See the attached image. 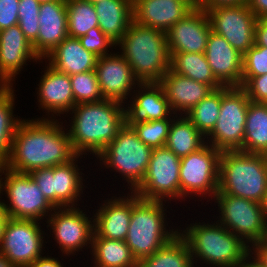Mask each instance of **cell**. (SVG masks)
Segmentation results:
<instances>
[{
  "label": "cell",
  "mask_w": 267,
  "mask_h": 267,
  "mask_svg": "<svg viewBox=\"0 0 267 267\" xmlns=\"http://www.w3.org/2000/svg\"><path fill=\"white\" fill-rule=\"evenodd\" d=\"M65 128L58 119L23 118L15 130L5 167L29 174L70 162L77 154Z\"/></svg>",
  "instance_id": "1"
},
{
  "label": "cell",
  "mask_w": 267,
  "mask_h": 267,
  "mask_svg": "<svg viewBox=\"0 0 267 267\" xmlns=\"http://www.w3.org/2000/svg\"><path fill=\"white\" fill-rule=\"evenodd\" d=\"M68 114H73L71 123H63L73 150L81 156L97 157L125 125L124 104L114 100L79 103Z\"/></svg>",
  "instance_id": "2"
},
{
  "label": "cell",
  "mask_w": 267,
  "mask_h": 267,
  "mask_svg": "<svg viewBox=\"0 0 267 267\" xmlns=\"http://www.w3.org/2000/svg\"><path fill=\"white\" fill-rule=\"evenodd\" d=\"M140 83H159L170 69L166 33L132 21L116 44Z\"/></svg>",
  "instance_id": "3"
},
{
  "label": "cell",
  "mask_w": 267,
  "mask_h": 267,
  "mask_svg": "<svg viewBox=\"0 0 267 267\" xmlns=\"http://www.w3.org/2000/svg\"><path fill=\"white\" fill-rule=\"evenodd\" d=\"M209 222L196 220L185 224L186 229H179V235L188 244L194 267L202 264L236 267L250 253V247L215 219Z\"/></svg>",
  "instance_id": "4"
},
{
  "label": "cell",
  "mask_w": 267,
  "mask_h": 267,
  "mask_svg": "<svg viewBox=\"0 0 267 267\" xmlns=\"http://www.w3.org/2000/svg\"><path fill=\"white\" fill-rule=\"evenodd\" d=\"M267 191V155L241 151L221 152L216 194L242 197L260 203Z\"/></svg>",
  "instance_id": "5"
},
{
  "label": "cell",
  "mask_w": 267,
  "mask_h": 267,
  "mask_svg": "<svg viewBox=\"0 0 267 267\" xmlns=\"http://www.w3.org/2000/svg\"><path fill=\"white\" fill-rule=\"evenodd\" d=\"M165 204L141 198L133 206L125 242L137 261L153 255L179 234V228L171 226V230L168 225Z\"/></svg>",
  "instance_id": "6"
},
{
  "label": "cell",
  "mask_w": 267,
  "mask_h": 267,
  "mask_svg": "<svg viewBox=\"0 0 267 267\" xmlns=\"http://www.w3.org/2000/svg\"><path fill=\"white\" fill-rule=\"evenodd\" d=\"M152 150L125 124L96 158L102 168L118 172L127 182L129 192H133L145 177Z\"/></svg>",
  "instance_id": "7"
},
{
  "label": "cell",
  "mask_w": 267,
  "mask_h": 267,
  "mask_svg": "<svg viewBox=\"0 0 267 267\" xmlns=\"http://www.w3.org/2000/svg\"><path fill=\"white\" fill-rule=\"evenodd\" d=\"M221 151L206 143L198 151L181 158L179 169L180 199L204 197L213 200L219 187ZM211 198V199H209ZM209 199V200H208Z\"/></svg>",
  "instance_id": "8"
},
{
  "label": "cell",
  "mask_w": 267,
  "mask_h": 267,
  "mask_svg": "<svg viewBox=\"0 0 267 267\" xmlns=\"http://www.w3.org/2000/svg\"><path fill=\"white\" fill-rule=\"evenodd\" d=\"M2 175L0 195L6 194L8 199L7 202L4 199L7 216L40 222L45 218L47 220L55 207L45 198L32 177L29 174L13 172L7 168L4 169Z\"/></svg>",
  "instance_id": "9"
},
{
  "label": "cell",
  "mask_w": 267,
  "mask_h": 267,
  "mask_svg": "<svg viewBox=\"0 0 267 267\" xmlns=\"http://www.w3.org/2000/svg\"><path fill=\"white\" fill-rule=\"evenodd\" d=\"M250 100L241 87H221V109L206 143L221 152L241 151Z\"/></svg>",
  "instance_id": "10"
},
{
  "label": "cell",
  "mask_w": 267,
  "mask_h": 267,
  "mask_svg": "<svg viewBox=\"0 0 267 267\" xmlns=\"http://www.w3.org/2000/svg\"><path fill=\"white\" fill-rule=\"evenodd\" d=\"M83 157L85 158V156L77 155L68 163L36 169L29 173L45 198L55 208L80 206L79 201L83 196L81 194H84L83 189L86 186L83 183L85 182L83 173L80 171L84 169H80L78 165Z\"/></svg>",
  "instance_id": "11"
},
{
  "label": "cell",
  "mask_w": 267,
  "mask_h": 267,
  "mask_svg": "<svg viewBox=\"0 0 267 267\" xmlns=\"http://www.w3.org/2000/svg\"><path fill=\"white\" fill-rule=\"evenodd\" d=\"M218 222L238 236L250 248L266 236L260 203L227 194H216Z\"/></svg>",
  "instance_id": "12"
},
{
  "label": "cell",
  "mask_w": 267,
  "mask_h": 267,
  "mask_svg": "<svg viewBox=\"0 0 267 267\" xmlns=\"http://www.w3.org/2000/svg\"><path fill=\"white\" fill-rule=\"evenodd\" d=\"M180 163L166 146L153 149L145 177L133 192L145 200L180 201Z\"/></svg>",
  "instance_id": "13"
},
{
  "label": "cell",
  "mask_w": 267,
  "mask_h": 267,
  "mask_svg": "<svg viewBox=\"0 0 267 267\" xmlns=\"http://www.w3.org/2000/svg\"><path fill=\"white\" fill-rule=\"evenodd\" d=\"M90 216L79 207H59L45 220L44 225L47 224L46 228H50V235L54 236L52 238L57 242L56 246L59 244L63 256H75L76 253L91 248L94 218Z\"/></svg>",
  "instance_id": "14"
},
{
  "label": "cell",
  "mask_w": 267,
  "mask_h": 267,
  "mask_svg": "<svg viewBox=\"0 0 267 267\" xmlns=\"http://www.w3.org/2000/svg\"><path fill=\"white\" fill-rule=\"evenodd\" d=\"M42 222L9 218L6 221L0 253L14 266L27 267L44 255L48 233L41 229ZM44 248V249H43Z\"/></svg>",
  "instance_id": "15"
},
{
  "label": "cell",
  "mask_w": 267,
  "mask_h": 267,
  "mask_svg": "<svg viewBox=\"0 0 267 267\" xmlns=\"http://www.w3.org/2000/svg\"><path fill=\"white\" fill-rule=\"evenodd\" d=\"M204 10L207 12L212 31L224 37L242 55L254 45L257 17L246 3Z\"/></svg>",
  "instance_id": "16"
},
{
  "label": "cell",
  "mask_w": 267,
  "mask_h": 267,
  "mask_svg": "<svg viewBox=\"0 0 267 267\" xmlns=\"http://www.w3.org/2000/svg\"><path fill=\"white\" fill-rule=\"evenodd\" d=\"M95 72L102 96L107 100L125 104L140 84L119 51L98 57Z\"/></svg>",
  "instance_id": "17"
},
{
  "label": "cell",
  "mask_w": 267,
  "mask_h": 267,
  "mask_svg": "<svg viewBox=\"0 0 267 267\" xmlns=\"http://www.w3.org/2000/svg\"><path fill=\"white\" fill-rule=\"evenodd\" d=\"M45 65L44 74L36 84L38 109L46 112L40 119H56L61 114L69 117L67 114L75 106L70 77Z\"/></svg>",
  "instance_id": "18"
},
{
  "label": "cell",
  "mask_w": 267,
  "mask_h": 267,
  "mask_svg": "<svg viewBox=\"0 0 267 267\" xmlns=\"http://www.w3.org/2000/svg\"><path fill=\"white\" fill-rule=\"evenodd\" d=\"M127 194V196H126ZM112 196L93 210L94 233L98 237L125 241L133 206L141 199L134 192Z\"/></svg>",
  "instance_id": "19"
},
{
  "label": "cell",
  "mask_w": 267,
  "mask_h": 267,
  "mask_svg": "<svg viewBox=\"0 0 267 267\" xmlns=\"http://www.w3.org/2000/svg\"><path fill=\"white\" fill-rule=\"evenodd\" d=\"M43 63L35 54L32 43L25 37L19 25L0 31V80L6 86H14L18 74L28 61ZM27 63V64H26Z\"/></svg>",
  "instance_id": "20"
},
{
  "label": "cell",
  "mask_w": 267,
  "mask_h": 267,
  "mask_svg": "<svg viewBox=\"0 0 267 267\" xmlns=\"http://www.w3.org/2000/svg\"><path fill=\"white\" fill-rule=\"evenodd\" d=\"M124 104L125 124L132 126L139 122L174 119L163 87L159 83H140ZM130 104H129V103Z\"/></svg>",
  "instance_id": "21"
},
{
  "label": "cell",
  "mask_w": 267,
  "mask_h": 267,
  "mask_svg": "<svg viewBox=\"0 0 267 267\" xmlns=\"http://www.w3.org/2000/svg\"><path fill=\"white\" fill-rule=\"evenodd\" d=\"M212 28L204 9L192 10L167 32L168 51L172 53H205Z\"/></svg>",
  "instance_id": "22"
},
{
  "label": "cell",
  "mask_w": 267,
  "mask_h": 267,
  "mask_svg": "<svg viewBox=\"0 0 267 267\" xmlns=\"http://www.w3.org/2000/svg\"><path fill=\"white\" fill-rule=\"evenodd\" d=\"M205 56L217 81L226 87H242L243 55L211 31Z\"/></svg>",
  "instance_id": "23"
},
{
  "label": "cell",
  "mask_w": 267,
  "mask_h": 267,
  "mask_svg": "<svg viewBox=\"0 0 267 267\" xmlns=\"http://www.w3.org/2000/svg\"><path fill=\"white\" fill-rule=\"evenodd\" d=\"M38 19L39 32L32 48L38 58L43 60L69 36L66 1L41 3Z\"/></svg>",
  "instance_id": "24"
},
{
  "label": "cell",
  "mask_w": 267,
  "mask_h": 267,
  "mask_svg": "<svg viewBox=\"0 0 267 267\" xmlns=\"http://www.w3.org/2000/svg\"><path fill=\"white\" fill-rule=\"evenodd\" d=\"M159 84L163 87L169 106L175 115H186L213 89L204 83L177 74L171 69Z\"/></svg>",
  "instance_id": "25"
},
{
  "label": "cell",
  "mask_w": 267,
  "mask_h": 267,
  "mask_svg": "<svg viewBox=\"0 0 267 267\" xmlns=\"http://www.w3.org/2000/svg\"><path fill=\"white\" fill-rule=\"evenodd\" d=\"M191 11L179 0H137L133 4V21L166 33Z\"/></svg>",
  "instance_id": "26"
},
{
  "label": "cell",
  "mask_w": 267,
  "mask_h": 267,
  "mask_svg": "<svg viewBox=\"0 0 267 267\" xmlns=\"http://www.w3.org/2000/svg\"><path fill=\"white\" fill-rule=\"evenodd\" d=\"M97 59L95 54L83 48L78 38L68 36L43 60L55 70L71 76L95 70Z\"/></svg>",
  "instance_id": "27"
},
{
  "label": "cell",
  "mask_w": 267,
  "mask_h": 267,
  "mask_svg": "<svg viewBox=\"0 0 267 267\" xmlns=\"http://www.w3.org/2000/svg\"><path fill=\"white\" fill-rule=\"evenodd\" d=\"M98 27L117 44L133 21L132 0H103L94 5Z\"/></svg>",
  "instance_id": "28"
},
{
  "label": "cell",
  "mask_w": 267,
  "mask_h": 267,
  "mask_svg": "<svg viewBox=\"0 0 267 267\" xmlns=\"http://www.w3.org/2000/svg\"><path fill=\"white\" fill-rule=\"evenodd\" d=\"M89 250L93 267H136L138 263L125 241L98 237L95 233Z\"/></svg>",
  "instance_id": "29"
},
{
  "label": "cell",
  "mask_w": 267,
  "mask_h": 267,
  "mask_svg": "<svg viewBox=\"0 0 267 267\" xmlns=\"http://www.w3.org/2000/svg\"><path fill=\"white\" fill-rule=\"evenodd\" d=\"M206 138L185 115H177L170 125L166 147L179 158L198 151Z\"/></svg>",
  "instance_id": "30"
},
{
  "label": "cell",
  "mask_w": 267,
  "mask_h": 267,
  "mask_svg": "<svg viewBox=\"0 0 267 267\" xmlns=\"http://www.w3.org/2000/svg\"><path fill=\"white\" fill-rule=\"evenodd\" d=\"M242 152L267 155V103H249Z\"/></svg>",
  "instance_id": "31"
},
{
  "label": "cell",
  "mask_w": 267,
  "mask_h": 267,
  "mask_svg": "<svg viewBox=\"0 0 267 267\" xmlns=\"http://www.w3.org/2000/svg\"><path fill=\"white\" fill-rule=\"evenodd\" d=\"M170 69L197 82L209 85L213 90L222 87L212 73L204 53H172Z\"/></svg>",
  "instance_id": "32"
},
{
  "label": "cell",
  "mask_w": 267,
  "mask_h": 267,
  "mask_svg": "<svg viewBox=\"0 0 267 267\" xmlns=\"http://www.w3.org/2000/svg\"><path fill=\"white\" fill-rule=\"evenodd\" d=\"M136 267H194L185 240L177 234L153 255L138 260Z\"/></svg>",
  "instance_id": "33"
},
{
  "label": "cell",
  "mask_w": 267,
  "mask_h": 267,
  "mask_svg": "<svg viewBox=\"0 0 267 267\" xmlns=\"http://www.w3.org/2000/svg\"><path fill=\"white\" fill-rule=\"evenodd\" d=\"M15 91L13 86H0V158L4 161L8 158L15 130L22 120L20 116L13 115Z\"/></svg>",
  "instance_id": "34"
},
{
  "label": "cell",
  "mask_w": 267,
  "mask_h": 267,
  "mask_svg": "<svg viewBox=\"0 0 267 267\" xmlns=\"http://www.w3.org/2000/svg\"><path fill=\"white\" fill-rule=\"evenodd\" d=\"M221 109V87L214 89L185 116L206 138L214 129Z\"/></svg>",
  "instance_id": "35"
},
{
  "label": "cell",
  "mask_w": 267,
  "mask_h": 267,
  "mask_svg": "<svg viewBox=\"0 0 267 267\" xmlns=\"http://www.w3.org/2000/svg\"><path fill=\"white\" fill-rule=\"evenodd\" d=\"M66 4L69 37L79 38L91 28L98 27V16L93 4L79 0H66Z\"/></svg>",
  "instance_id": "36"
},
{
  "label": "cell",
  "mask_w": 267,
  "mask_h": 267,
  "mask_svg": "<svg viewBox=\"0 0 267 267\" xmlns=\"http://www.w3.org/2000/svg\"><path fill=\"white\" fill-rule=\"evenodd\" d=\"M75 105L104 100L95 70L69 76Z\"/></svg>",
  "instance_id": "37"
},
{
  "label": "cell",
  "mask_w": 267,
  "mask_h": 267,
  "mask_svg": "<svg viewBox=\"0 0 267 267\" xmlns=\"http://www.w3.org/2000/svg\"><path fill=\"white\" fill-rule=\"evenodd\" d=\"M172 120L161 119L139 122L131 127L145 145L152 149H157L166 145Z\"/></svg>",
  "instance_id": "38"
},
{
  "label": "cell",
  "mask_w": 267,
  "mask_h": 267,
  "mask_svg": "<svg viewBox=\"0 0 267 267\" xmlns=\"http://www.w3.org/2000/svg\"><path fill=\"white\" fill-rule=\"evenodd\" d=\"M40 4L38 0H19L18 25L31 43L37 39L39 32Z\"/></svg>",
  "instance_id": "39"
},
{
  "label": "cell",
  "mask_w": 267,
  "mask_h": 267,
  "mask_svg": "<svg viewBox=\"0 0 267 267\" xmlns=\"http://www.w3.org/2000/svg\"><path fill=\"white\" fill-rule=\"evenodd\" d=\"M267 74V48L253 45L243 55L242 86L251 78Z\"/></svg>",
  "instance_id": "40"
},
{
  "label": "cell",
  "mask_w": 267,
  "mask_h": 267,
  "mask_svg": "<svg viewBox=\"0 0 267 267\" xmlns=\"http://www.w3.org/2000/svg\"><path fill=\"white\" fill-rule=\"evenodd\" d=\"M83 48L97 57L109 55L110 48L116 49V44L99 27L91 28L85 35L78 38Z\"/></svg>",
  "instance_id": "41"
},
{
  "label": "cell",
  "mask_w": 267,
  "mask_h": 267,
  "mask_svg": "<svg viewBox=\"0 0 267 267\" xmlns=\"http://www.w3.org/2000/svg\"><path fill=\"white\" fill-rule=\"evenodd\" d=\"M241 88L251 102L267 103V74L251 77Z\"/></svg>",
  "instance_id": "42"
},
{
  "label": "cell",
  "mask_w": 267,
  "mask_h": 267,
  "mask_svg": "<svg viewBox=\"0 0 267 267\" xmlns=\"http://www.w3.org/2000/svg\"><path fill=\"white\" fill-rule=\"evenodd\" d=\"M19 0H0V31L18 24Z\"/></svg>",
  "instance_id": "43"
},
{
  "label": "cell",
  "mask_w": 267,
  "mask_h": 267,
  "mask_svg": "<svg viewBox=\"0 0 267 267\" xmlns=\"http://www.w3.org/2000/svg\"><path fill=\"white\" fill-rule=\"evenodd\" d=\"M254 44L267 48V16L259 18L256 21Z\"/></svg>",
  "instance_id": "44"
},
{
  "label": "cell",
  "mask_w": 267,
  "mask_h": 267,
  "mask_svg": "<svg viewBox=\"0 0 267 267\" xmlns=\"http://www.w3.org/2000/svg\"><path fill=\"white\" fill-rule=\"evenodd\" d=\"M250 253L259 260V262L267 267V239L263 238L259 242L255 243L250 248Z\"/></svg>",
  "instance_id": "45"
},
{
  "label": "cell",
  "mask_w": 267,
  "mask_h": 267,
  "mask_svg": "<svg viewBox=\"0 0 267 267\" xmlns=\"http://www.w3.org/2000/svg\"><path fill=\"white\" fill-rule=\"evenodd\" d=\"M55 257H51L48 255H43L39 257L35 262L31 263L27 267H64L63 263Z\"/></svg>",
  "instance_id": "46"
},
{
  "label": "cell",
  "mask_w": 267,
  "mask_h": 267,
  "mask_svg": "<svg viewBox=\"0 0 267 267\" xmlns=\"http://www.w3.org/2000/svg\"><path fill=\"white\" fill-rule=\"evenodd\" d=\"M246 4L257 19L267 16V0H247Z\"/></svg>",
  "instance_id": "47"
},
{
  "label": "cell",
  "mask_w": 267,
  "mask_h": 267,
  "mask_svg": "<svg viewBox=\"0 0 267 267\" xmlns=\"http://www.w3.org/2000/svg\"><path fill=\"white\" fill-rule=\"evenodd\" d=\"M247 3V0H202V9H210L216 6L240 5Z\"/></svg>",
  "instance_id": "48"
},
{
  "label": "cell",
  "mask_w": 267,
  "mask_h": 267,
  "mask_svg": "<svg viewBox=\"0 0 267 267\" xmlns=\"http://www.w3.org/2000/svg\"><path fill=\"white\" fill-rule=\"evenodd\" d=\"M0 198H2L1 195H0ZM7 219H8V216L4 208V200L0 199V245L2 242V236L4 233V228H5Z\"/></svg>",
  "instance_id": "49"
},
{
  "label": "cell",
  "mask_w": 267,
  "mask_h": 267,
  "mask_svg": "<svg viewBox=\"0 0 267 267\" xmlns=\"http://www.w3.org/2000/svg\"><path fill=\"white\" fill-rule=\"evenodd\" d=\"M236 267H264V266L259 262L258 259H256L251 253H249L244 258V260Z\"/></svg>",
  "instance_id": "50"
},
{
  "label": "cell",
  "mask_w": 267,
  "mask_h": 267,
  "mask_svg": "<svg viewBox=\"0 0 267 267\" xmlns=\"http://www.w3.org/2000/svg\"><path fill=\"white\" fill-rule=\"evenodd\" d=\"M179 1L187 5L191 10L202 9V0H179Z\"/></svg>",
  "instance_id": "51"
},
{
  "label": "cell",
  "mask_w": 267,
  "mask_h": 267,
  "mask_svg": "<svg viewBox=\"0 0 267 267\" xmlns=\"http://www.w3.org/2000/svg\"><path fill=\"white\" fill-rule=\"evenodd\" d=\"M260 206H261V210L263 213L265 223L267 224V191L264 194V197L262 198V200L260 202Z\"/></svg>",
  "instance_id": "52"
},
{
  "label": "cell",
  "mask_w": 267,
  "mask_h": 267,
  "mask_svg": "<svg viewBox=\"0 0 267 267\" xmlns=\"http://www.w3.org/2000/svg\"><path fill=\"white\" fill-rule=\"evenodd\" d=\"M0 267H14L5 257L0 253Z\"/></svg>",
  "instance_id": "53"
},
{
  "label": "cell",
  "mask_w": 267,
  "mask_h": 267,
  "mask_svg": "<svg viewBox=\"0 0 267 267\" xmlns=\"http://www.w3.org/2000/svg\"><path fill=\"white\" fill-rule=\"evenodd\" d=\"M5 168H6L5 161L0 158V194H1V177Z\"/></svg>",
  "instance_id": "54"
},
{
  "label": "cell",
  "mask_w": 267,
  "mask_h": 267,
  "mask_svg": "<svg viewBox=\"0 0 267 267\" xmlns=\"http://www.w3.org/2000/svg\"><path fill=\"white\" fill-rule=\"evenodd\" d=\"M79 1L87 2V3H91V4L95 5L96 3L101 2L103 0H79Z\"/></svg>",
  "instance_id": "55"
},
{
  "label": "cell",
  "mask_w": 267,
  "mask_h": 267,
  "mask_svg": "<svg viewBox=\"0 0 267 267\" xmlns=\"http://www.w3.org/2000/svg\"><path fill=\"white\" fill-rule=\"evenodd\" d=\"M40 3H46V2H57V1H66V0H38Z\"/></svg>",
  "instance_id": "56"
},
{
  "label": "cell",
  "mask_w": 267,
  "mask_h": 267,
  "mask_svg": "<svg viewBox=\"0 0 267 267\" xmlns=\"http://www.w3.org/2000/svg\"><path fill=\"white\" fill-rule=\"evenodd\" d=\"M0 86H6V85L0 80Z\"/></svg>",
  "instance_id": "57"
}]
</instances>
